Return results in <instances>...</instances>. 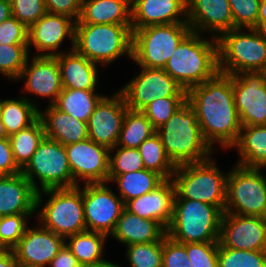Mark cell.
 <instances>
[{"label": "cell", "mask_w": 266, "mask_h": 267, "mask_svg": "<svg viewBox=\"0 0 266 267\" xmlns=\"http://www.w3.org/2000/svg\"><path fill=\"white\" fill-rule=\"evenodd\" d=\"M236 147L240 159L237 165L245 168L266 167V125L242 126Z\"/></svg>", "instance_id": "29"}, {"label": "cell", "mask_w": 266, "mask_h": 267, "mask_svg": "<svg viewBox=\"0 0 266 267\" xmlns=\"http://www.w3.org/2000/svg\"><path fill=\"white\" fill-rule=\"evenodd\" d=\"M29 100L27 96L19 100H0V116L8 137L28 127L39 117L40 108Z\"/></svg>", "instance_id": "30"}, {"label": "cell", "mask_w": 266, "mask_h": 267, "mask_svg": "<svg viewBox=\"0 0 266 267\" xmlns=\"http://www.w3.org/2000/svg\"><path fill=\"white\" fill-rule=\"evenodd\" d=\"M118 185L119 197L124 204L136 197H140L160 186L165 179L156 172L145 168L136 172L125 173L118 176H108V182Z\"/></svg>", "instance_id": "31"}, {"label": "cell", "mask_w": 266, "mask_h": 267, "mask_svg": "<svg viewBox=\"0 0 266 267\" xmlns=\"http://www.w3.org/2000/svg\"><path fill=\"white\" fill-rule=\"evenodd\" d=\"M81 267H122L120 265H117L115 263H111L109 262L108 260H102V261H99L95 264H88V265H83Z\"/></svg>", "instance_id": "54"}, {"label": "cell", "mask_w": 266, "mask_h": 267, "mask_svg": "<svg viewBox=\"0 0 266 267\" xmlns=\"http://www.w3.org/2000/svg\"><path fill=\"white\" fill-rule=\"evenodd\" d=\"M187 102L196 113L206 142L233 147L242 128L234 102L232 75L218 72L212 79L187 90Z\"/></svg>", "instance_id": "1"}, {"label": "cell", "mask_w": 266, "mask_h": 267, "mask_svg": "<svg viewBox=\"0 0 266 267\" xmlns=\"http://www.w3.org/2000/svg\"><path fill=\"white\" fill-rule=\"evenodd\" d=\"M218 267H266V251L226 248L218 242Z\"/></svg>", "instance_id": "37"}, {"label": "cell", "mask_w": 266, "mask_h": 267, "mask_svg": "<svg viewBox=\"0 0 266 267\" xmlns=\"http://www.w3.org/2000/svg\"><path fill=\"white\" fill-rule=\"evenodd\" d=\"M186 16L192 32L201 34L208 30V33L213 32L212 37L218 38L233 29L228 0H186Z\"/></svg>", "instance_id": "20"}, {"label": "cell", "mask_w": 266, "mask_h": 267, "mask_svg": "<svg viewBox=\"0 0 266 267\" xmlns=\"http://www.w3.org/2000/svg\"><path fill=\"white\" fill-rule=\"evenodd\" d=\"M256 29L266 32V0H260Z\"/></svg>", "instance_id": "52"}, {"label": "cell", "mask_w": 266, "mask_h": 267, "mask_svg": "<svg viewBox=\"0 0 266 267\" xmlns=\"http://www.w3.org/2000/svg\"><path fill=\"white\" fill-rule=\"evenodd\" d=\"M187 101V96L159 98L148 104L141 112L157 130Z\"/></svg>", "instance_id": "40"}, {"label": "cell", "mask_w": 266, "mask_h": 267, "mask_svg": "<svg viewBox=\"0 0 266 267\" xmlns=\"http://www.w3.org/2000/svg\"><path fill=\"white\" fill-rule=\"evenodd\" d=\"M165 234L166 230L157 221L141 218L125 208L111 233L112 237L126 246L156 242Z\"/></svg>", "instance_id": "27"}, {"label": "cell", "mask_w": 266, "mask_h": 267, "mask_svg": "<svg viewBox=\"0 0 266 267\" xmlns=\"http://www.w3.org/2000/svg\"><path fill=\"white\" fill-rule=\"evenodd\" d=\"M234 28L217 38L218 70L226 75L266 70V32ZM249 32V33H248Z\"/></svg>", "instance_id": "4"}, {"label": "cell", "mask_w": 266, "mask_h": 267, "mask_svg": "<svg viewBox=\"0 0 266 267\" xmlns=\"http://www.w3.org/2000/svg\"><path fill=\"white\" fill-rule=\"evenodd\" d=\"M127 110L125 99L120 91L114 93L112 97L103 96L89 117L88 138L109 150L115 147Z\"/></svg>", "instance_id": "17"}, {"label": "cell", "mask_w": 266, "mask_h": 267, "mask_svg": "<svg viewBox=\"0 0 266 267\" xmlns=\"http://www.w3.org/2000/svg\"><path fill=\"white\" fill-rule=\"evenodd\" d=\"M29 60L28 58L17 80L26 78L25 91L38 96L49 97L51 98L50 105L54 104L63 89L57 58L35 54L31 65Z\"/></svg>", "instance_id": "21"}, {"label": "cell", "mask_w": 266, "mask_h": 267, "mask_svg": "<svg viewBox=\"0 0 266 267\" xmlns=\"http://www.w3.org/2000/svg\"><path fill=\"white\" fill-rule=\"evenodd\" d=\"M118 150L114 156L111 151ZM144 169V163L138 148H125L118 146L109 151V174L108 176H118L125 173L136 172Z\"/></svg>", "instance_id": "41"}, {"label": "cell", "mask_w": 266, "mask_h": 267, "mask_svg": "<svg viewBox=\"0 0 266 267\" xmlns=\"http://www.w3.org/2000/svg\"><path fill=\"white\" fill-rule=\"evenodd\" d=\"M186 17V0H131L132 32L152 25L187 23Z\"/></svg>", "instance_id": "22"}, {"label": "cell", "mask_w": 266, "mask_h": 267, "mask_svg": "<svg viewBox=\"0 0 266 267\" xmlns=\"http://www.w3.org/2000/svg\"><path fill=\"white\" fill-rule=\"evenodd\" d=\"M44 137V126L39 117L28 127L8 137L14 161L21 170L31 160Z\"/></svg>", "instance_id": "34"}, {"label": "cell", "mask_w": 266, "mask_h": 267, "mask_svg": "<svg viewBox=\"0 0 266 267\" xmlns=\"http://www.w3.org/2000/svg\"><path fill=\"white\" fill-rule=\"evenodd\" d=\"M12 16L29 28L46 12L45 0H10Z\"/></svg>", "instance_id": "45"}, {"label": "cell", "mask_w": 266, "mask_h": 267, "mask_svg": "<svg viewBox=\"0 0 266 267\" xmlns=\"http://www.w3.org/2000/svg\"><path fill=\"white\" fill-rule=\"evenodd\" d=\"M33 214H16L0 217V242L6 249H13L23 237L28 224L26 218Z\"/></svg>", "instance_id": "42"}, {"label": "cell", "mask_w": 266, "mask_h": 267, "mask_svg": "<svg viewBox=\"0 0 266 267\" xmlns=\"http://www.w3.org/2000/svg\"><path fill=\"white\" fill-rule=\"evenodd\" d=\"M186 252V244L173 241L166 234L163 236L162 267H191Z\"/></svg>", "instance_id": "46"}, {"label": "cell", "mask_w": 266, "mask_h": 267, "mask_svg": "<svg viewBox=\"0 0 266 267\" xmlns=\"http://www.w3.org/2000/svg\"><path fill=\"white\" fill-rule=\"evenodd\" d=\"M68 163L74 180V187L79 186V179L84 184L108 183L109 149L91 139L65 146Z\"/></svg>", "instance_id": "15"}, {"label": "cell", "mask_w": 266, "mask_h": 267, "mask_svg": "<svg viewBox=\"0 0 266 267\" xmlns=\"http://www.w3.org/2000/svg\"><path fill=\"white\" fill-rule=\"evenodd\" d=\"M45 137L58 141L67 146L88 138V126L86 122L75 119L59 110L54 104L47 106L46 111L39 110Z\"/></svg>", "instance_id": "26"}, {"label": "cell", "mask_w": 266, "mask_h": 267, "mask_svg": "<svg viewBox=\"0 0 266 267\" xmlns=\"http://www.w3.org/2000/svg\"><path fill=\"white\" fill-rule=\"evenodd\" d=\"M19 262L12 249L0 251V267H17Z\"/></svg>", "instance_id": "51"}, {"label": "cell", "mask_w": 266, "mask_h": 267, "mask_svg": "<svg viewBox=\"0 0 266 267\" xmlns=\"http://www.w3.org/2000/svg\"><path fill=\"white\" fill-rule=\"evenodd\" d=\"M144 168L156 172L165 180L172 179L176 166L165 152L159 135L154 133L138 147Z\"/></svg>", "instance_id": "36"}, {"label": "cell", "mask_w": 266, "mask_h": 267, "mask_svg": "<svg viewBox=\"0 0 266 267\" xmlns=\"http://www.w3.org/2000/svg\"><path fill=\"white\" fill-rule=\"evenodd\" d=\"M107 237L103 233L86 230L65 238L69 239V242H66L65 245L81 266L95 264L104 260L102 255Z\"/></svg>", "instance_id": "33"}, {"label": "cell", "mask_w": 266, "mask_h": 267, "mask_svg": "<svg viewBox=\"0 0 266 267\" xmlns=\"http://www.w3.org/2000/svg\"><path fill=\"white\" fill-rule=\"evenodd\" d=\"M50 267H81L80 263L66 245L49 263Z\"/></svg>", "instance_id": "50"}, {"label": "cell", "mask_w": 266, "mask_h": 267, "mask_svg": "<svg viewBox=\"0 0 266 267\" xmlns=\"http://www.w3.org/2000/svg\"><path fill=\"white\" fill-rule=\"evenodd\" d=\"M102 95L95 90H79L63 88L54 105L69 116L88 123L96 104Z\"/></svg>", "instance_id": "32"}, {"label": "cell", "mask_w": 266, "mask_h": 267, "mask_svg": "<svg viewBox=\"0 0 266 267\" xmlns=\"http://www.w3.org/2000/svg\"><path fill=\"white\" fill-rule=\"evenodd\" d=\"M156 132L176 167L205 161L213 153L203 137L196 113L187 101Z\"/></svg>", "instance_id": "3"}, {"label": "cell", "mask_w": 266, "mask_h": 267, "mask_svg": "<svg viewBox=\"0 0 266 267\" xmlns=\"http://www.w3.org/2000/svg\"><path fill=\"white\" fill-rule=\"evenodd\" d=\"M37 191L22 174L0 176V217L33 214L36 210Z\"/></svg>", "instance_id": "24"}, {"label": "cell", "mask_w": 266, "mask_h": 267, "mask_svg": "<svg viewBox=\"0 0 266 267\" xmlns=\"http://www.w3.org/2000/svg\"><path fill=\"white\" fill-rule=\"evenodd\" d=\"M76 24L131 25V0H82Z\"/></svg>", "instance_id": "28"}, {"label": "cell", "mask_w": 266, "mask_h": 267, "mask_svg": "<svg viewBox=\"0 0 266 267\" xmlns=\"http://www.w3.org/2000/svg\"><path fill=\"white\" fill-rule=\"evenodd\" d=\"M21 173L14 161L9 138L0 139V176Z\"/></svg>", "instance_id": "49"}, {"label": "cell", "mask_w": 266, "mask_h": 267, "mask_svg": "<svg viewBox=\"0 0 266 267\" xmlns=\"http://www.w3.org/2000/svg\"><path fill=\"white\" fill-rule=\"evenodd\" d=\"M131 267H162L163 237L156 242L127 245Z\"/></svg>", "instance_id": "39"}, {"label": "cell", "mask_w": 266, "mask_h": 267, "mask_svg": "<svg viewBox=\"0 0 266 267\" xmlns=\"http://www.w3.org/2000/svg\"><path fill=\"white\" fill-rule=\"evenodd\" d=\"M2 138H8V136L0 116V139Z\"/></svg>", "instance_id": "55"}, {"label": "cell", "mask_w": 266, "mask_h": 267, "mask_svg": "<svg viewBox=\"0 0 266 267\" xmlns=\"http://www.w3.org/2000/svg\"><path fill=\"white\" fill-rule=\"evenodd\" d=\"M82 0H45L49 13L61 14L77 21L80 16Z\"/></svg>", "instance_id": "48"}, {"label": "cell", "mask_w": 266, "mask_h": 267, "mask_svg": "<svg viewBox=\"0 0 266 267\" xmlns=\"http://www.w3.org/2000/svg\"><path fill=\"white\" fill-rule=\"evenodd\" d=\"M260 170L236 164L228 172L226 213L266 217V177Z\"/></svg>", "instance_id": "11"}, {"label": "cell", "mask_w": 266, "mask_h": 267, "mask_svg": "<svg viewBox=\"0 0 266 267\" xmlns=\"http://www.w3.org/2000/svg\"><path fill=\"white\" fill-rule=\"evenodd\" d=\"M175 186L172 179L165 180L153 191L125 203V209L137 216L157 221L165 230L173 214Z\"/></svg>", "instance_id": "23"}, {"label": "cell", "mask_w": 266, "mask_h": 267, "mask_svg": "<svg viewBox=\"0 0 266 267\" xmlns=\"http://www.w3.org/2000/svg\"><path fill=\"white\" fill-rule=\"evenodd\" d=\"M141 67V72L119 90L126 106L132 111H142L156 99L187 96V91L163 69Z\"/></svg>", "instance_id": "12"}, {"label": "cell", "mask_w": 266, "mask_h": 267, "mask_svg": "<svg viewBox=\"0 0 266 267\" xmlns=\"http://www.w3.org/2000/svg\"><path fill=\"white\" fill-rule=\"evenodd\" d=\"M75 24L76 21L68 16L46 12L28 28V49L33 44L42 52L38 56H56L66 36L74 47Z\"/></svg>", "instance_id": "19"}, {"label": "cell", "mask_w": 266, "mask_h": 267, "mask_svg": "<svg viewBox=\"0 0 266 267\" xmlns=\"http://www.w3.org/2000/svg\"><path fill=\"white\" fill-rule=\"evenodd\" d=\"M227 176L228 173L224 175L212 158L177 166L172 176L175 186L174 199L208 203L224 213Z\"/></svg>", "instance_id": "5"}, {"label": "cell", "mask_w": 266, "mask_h": 267, "mask_svg": "<svg viewBox=\"0 0 266 267\" xmlns=\"http://www.w3.org/2000/svg\"><path fill=\"white\" fill-rule=\"evenodd\" d=\"M219 243L237 250L266 251V217L224 212L220 221Z\"/></svg>", "instance_id": "16"}, {"label": "cell", "mask_w": 266, "mask_h": 267, "mask_svg": "<svg viewBox=\"0 0 266 267\" xmlns=\"http://www.w3.org/2000/svg\"><path fill=\"white\" fill-rule=\"evenodd\" d=\"M28 58V44H0V73L17 81Z\"/></svg>", "instance_id": "38"}, {"label": "cell", "mask_w": 266, "mask_h": 267, "mask_svg": "<svg viewBox=\"0 0 266 267\" xmlns=\"http://www.w3.org/2000/svg\"><path fill=\"white\" fill-rule=\"evenodd\" d=\"M81 188L86 230L111 236L125 208L123 200L105 183L84 184Z\"/></svg>", "instance_id": "14"}, {"label": "cell", "mask_w": 266, "mask_h": 267, "mask_svg": "<svg viewBox=\"0 0 266 267\" xmlns=\"http://www.w3.org/2000/svg\"><path fill=\"white\" fill-rule=\"evenodd\" d=\"M62 88L95 90L98 64L79 54L72 46L70 52H57Z\"/></svg>", "instance_id": "25"}, {"label": "cell", "mask_w": 266, "mask_h": 267, "mask_svg": "<svg viewBox=\"0 0 266 267\" xmlns=\"http://www.w3.org/2000/svg\"><path fill=\"white\" fill-rule=\"evenodd\" d=\"M156 129L141 111L127 110L116 146L138 148Z\"/></svg>", "instance_id": "35"}, {"label": "cell", "mask_w": 266, "mask_h": 267, "mask_svg": "<svg viewBox=\"0 0 266 267\" xmlns=\"http://www.w3.org/2000/svg\"><path fill=\"white\" fill-rule=\"evenodd\" d=\"M12 16L10 0H0V24Z\"/></svg>", "instance_id": "53"}, {"label": "cell", "mask_w": 266, "mask_h": 267, "mask_svg": "<svg viewBox=\"0 0 266 267\" xmlns=\"http://www.w3.org/2000/svg\"><path fill=\"white\" fill-rule=\"evenodd\" d=\"M132 43L131 25L75 24L74 49L102 66L125 54L132 59Z\"/></svg>", "instance_id": "7"}, {"label": "cell", "mask_w": 266, "mask_h": 267, "mask_svg": "<svg viewBox=\"0 0 266 267\" xmlns=\"http://www.w3.org/2000/svg\"><path fill=\"white\" fill-rule=\"evenodd\" d=\"M37 227H27L23 237L12 249L19 265L46 267L65 245L66 239L62 236L41 225Z\"/></svg>", "instance_id": "18"}, {"label": "cell", "mask_w": 266, "mask_h": 267, "mask_svg": "<svg viewBox=\"0 0 266 267\" xmlns=\"http://www.w3.org/2000/svg\"><path fill=\"white\" fill-rule=\"evenodd\" d=\"M232 88L241 125H266L265 71H243L232 75Z\"/></svg>", "instance_id": "13"}, {"label": "cell", "mask_w": 266, "mask_h": 267, "mask_svg": "<svg viewBox=\"0 0 266 267\" xmlns=\"http://www.w3.org/2000/svg\"><path fill=\"white\" fill-rule=\"evenodd\" d=\"M222 212L208 203L174 199L166 235L181 244L219 242Z\"/></svg>", "instance_id": "6"}, {"label": "cell", "mask_w": 266, "mask_h": 267, "mask_svg": "<svg viewBox=\"0 0 266 267\" xmlns=\"http://www.w3.org/2000/svg\"><path fill=\"white\" fill-rule=\"evenodd\" d=\"M185 90L212 79L218 72V42L190 32L176 47L164 69Z\"/></svg>", "instance_id": "2"}, {"label": "cell", "mask_w": 266, "mask_h": 267, "mask_svg": "<svg viewBox=\"0 0 266 267\" xmlns=\"http://www.w3.org/2000/svg\"><path fill=\"white\" fill-rule=\"evenodd\" d=\"M0 44H28V28L11 16L0 24Z\"/></svg>", "instance_id": "47"}, {"label": "cell", "mask_w": 266, "mask_h": 267, "mask_svg": "<svg viewBox=\"0 0 266 267\" xmlns=\"http://www.w3.org/2000/svg\"><path fill=\"white\" fill-rule=\"evenodd\" d=\"M234 28L256 29L260 0H228Z\"/></svg>", "instance_id": "43"}, {"label": "cell", "mask_w": 266, "mask_h": 267, "mask_svg": "<svg viewBox=\"0 0 266 267\" xmlns=\"http://www.w3.org/2000/svg\"><path fill=\"white\" fill-rule=\"evenodd\" d=\"M44 194L49 195V199L38 213L39 225L63 238L86 231L80 186L40 191L37 193L36 208L42 206Z\"/></svg>", "instance_id": "8"}, {"label": "cell", "mask_w": 266, "mask_h": 267, "mask_svg": "<svg viewBox=\"0 0 266 267\" xmlns=\"http://www.w3.org/2000/svg\"><path fill=\"white\" fill-rule=\"evenodd\" d=\"M190 32L188 23L136 29L133 31L132 60L145 68L164 69L176 47Z\"/></svg>", "instance_id": "9"}, {"label": "cell", "mask_w": 266, "mask_h": 267, "mask_svg": "<svg viewBox=\"0 0 266 267\" xmlns=\"http://www.w3.org/2000/svg\"><path fill=\"white\" fill-rule=\"evenodd\" d=\"M21 173L37 192L74 187L65 146L47 137L39 143L31 160L21 170ZM35 178L38 179L40 186Z\"/></svg>", "instance_id": "10"}, {"label": "cell", "mask_w": 266, "mask_h": 267, "mask_svg": "<svg viewBox=\"0 0 266 267\" xmlns=\"http://www.w3.org/2000/svg\"><path fill=\"white\" fill-rule=\"evenodd\" d=\"M191 267H218V242L186 243Z\"/></svg>", "instance_id": "44"}, {"label": "cell", "mask_w": 266, "mask_h": 267, "mask_svg": "<svg viewBox=\"0 0 266 267\" xmlns=\"http://www.w3.org/2000/svg\"><path fill=\"white\" fill-rule=\"evenodd\" d=\"M6 248L1 244V242H0V251H3V250H5Z\"/></svg>", "instance_id": "56"}]
</instances>
